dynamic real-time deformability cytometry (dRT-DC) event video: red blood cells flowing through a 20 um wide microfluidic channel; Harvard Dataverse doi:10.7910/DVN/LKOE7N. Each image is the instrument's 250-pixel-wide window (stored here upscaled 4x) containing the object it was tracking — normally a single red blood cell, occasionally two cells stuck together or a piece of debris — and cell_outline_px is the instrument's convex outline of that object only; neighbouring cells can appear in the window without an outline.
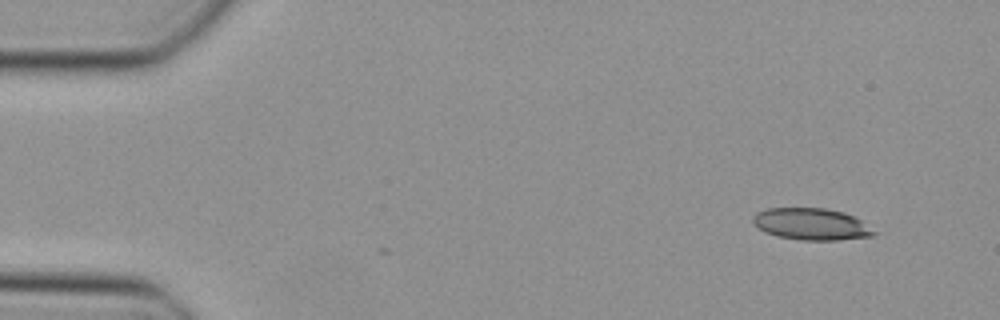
{"species": "Egyptian fruit bat (a non-hibernating species)", "species_latin": "Rousettus aegyptiacus", "temperature_condition": "cold", "stored_images_in_passage": 12, "camera_frame_rate_fps": 3000, "um_per_image_px": 0.085, "animal": {"sex": "female"}, "frame": {"image": 1, "passage_image": 1, "time_ms": 0.0, "image_size_px": [1000, 320], "cell_outline_px": [[876, 232], [872, 236], [836, 240], [800, 240], [776, 236], [764, 232], [752, 224], [752, 216], [756, 212], [768, 208], [824, 208], [844, 212], [860, 220]], "centroid_in_image_um": [68.89, 19.05], "position_along_channel_um": 16.1, "area_um2": 22.43}}
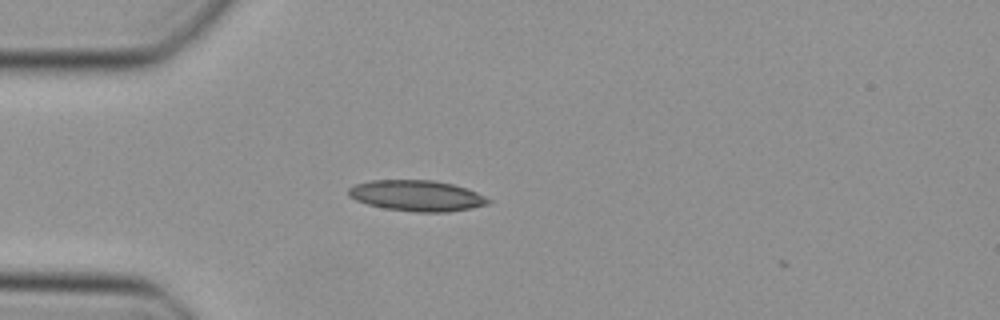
{"frame": {"image": 2, "passage_image": 10, "time_ms": 3.0, "image_size_px": [1000, 320], "cell_outline_px": [[492, 200], [488, 204], [472, 208], [448, 212], [416, 212], [384, 208], [368, 204], [356, 200], [348, 196], [348, 188], [356, 184], [372, 180], [432, 180], [452, 184], [476, 192]], "centroid_in_image_um": [35.42, 16.64], "position_along_channel_um": 49.6, "area_um2": 25.03}}